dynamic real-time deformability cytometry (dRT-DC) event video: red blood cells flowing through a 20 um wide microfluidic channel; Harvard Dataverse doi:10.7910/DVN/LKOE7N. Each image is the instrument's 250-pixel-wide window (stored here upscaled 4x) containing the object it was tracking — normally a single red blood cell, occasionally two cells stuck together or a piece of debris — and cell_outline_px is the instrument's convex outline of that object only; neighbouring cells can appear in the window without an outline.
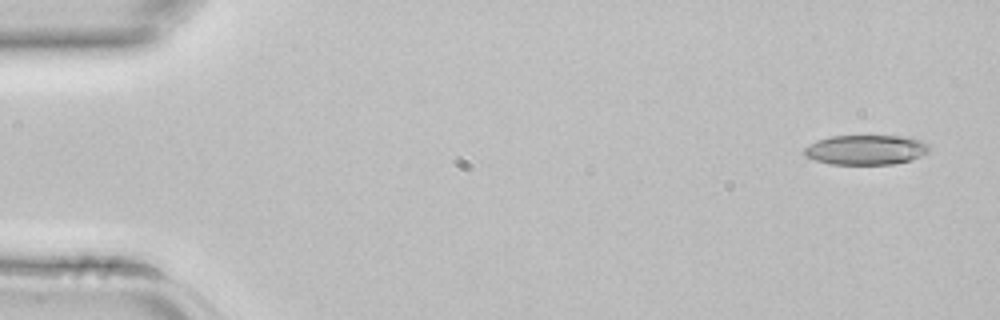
{"species": "common noctule bat (a hibernating species)", "species_latin": "Nyctalus noctula", "temperature_condition": "room temperature", "stored_images_in_passage": 3, "camera_frame_rate_fps": 3000, "um_per_image_px": 0.085, "animal": {"sex": "female", "body_mass_g": 22.7, "forearm_length_mm": 54.2}, "frame": {"image": 1, "passage_image": 1, "time_ms": 0.0, "image_size_px": [1000, 320], "cell_outline_px": [[928, 152], [924, 156], [892, 164], [832, 164], [816, 160], [804, 156], [804, 148], [816, 140], [832, 136], [900, 136], [920, 140], [928, 144]], "centroid_in_image_um": [73.59, 12.73], "position_along_channel_um": 11.4, "area_um2": 21.56}}
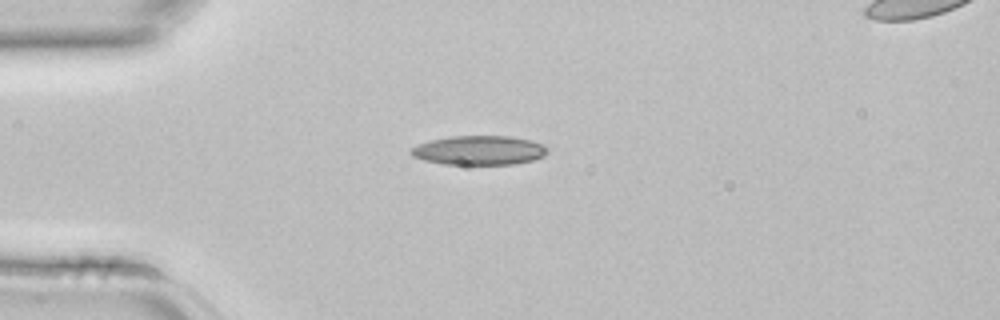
{"frame": {"image": 2, "passage_image": 3, "time_ms": 0.667, "image_size_px": [1000, 320], "cell_outline_px": [[548, 152], [544, 156], [532, 160], [512, 164], [444, 164], [424, 160], [412, 156], [408, 152], [408, 148], [416, 144], [432, 140], [452, 136], [512, 136], [532, 140], [544, 144], [548, 148]], "centroid_in_image_um": [40.71, 12.77], "position_along_channel_um": 44.3, "area_um2": 23.47}}